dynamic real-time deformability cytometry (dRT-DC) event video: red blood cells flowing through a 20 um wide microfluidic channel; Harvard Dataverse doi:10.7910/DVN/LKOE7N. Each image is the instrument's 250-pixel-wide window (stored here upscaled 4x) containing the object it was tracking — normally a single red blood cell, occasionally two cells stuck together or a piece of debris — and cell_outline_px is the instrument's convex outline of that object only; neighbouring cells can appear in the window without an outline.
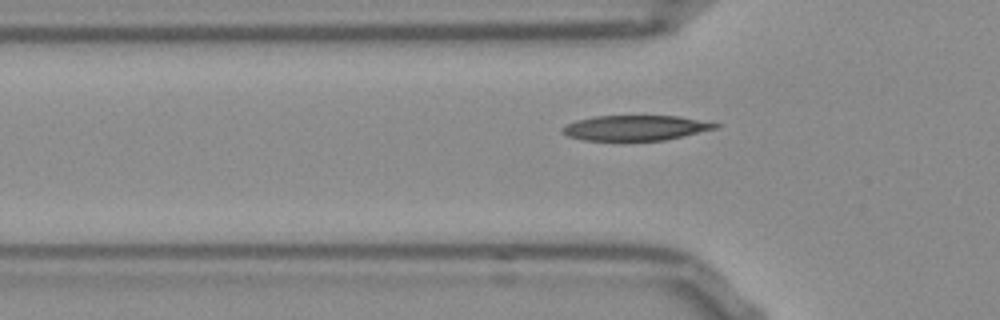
{"species": "Egyptian fruit bat (a non-hibernating species)", "species_latin": "Rousettus aegyptiacus", "temperature_condition": "room temperature", "stored_images_in_passage": 38, "camera_frame_rate_fps": 3000, "um_per_image_px": 0.085, "frame": {"image": 1, "passage_image": 9, "time_ms": 2.667, "image_size_px": [1000, 320], "cell_outline_px": [[720, 124], [716, 128], [664, 140], [580, 140], [568, 136], [560, 132], [560, 128], [576, 120], [592, 116], [680, 116]], "centroid_in_image_um": [53.94, 10.86], "position_along_channel_um": 71.9, "area_um2": 22.25}}
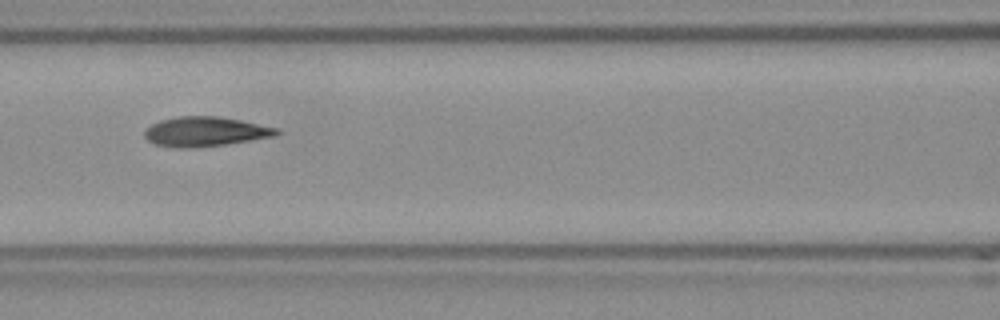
{"frame": {"image": 2, "passage_image": 15, "time_ms": 4.667, "image_size_px": [1000, 320], "cell_outline_px": [[280, 132], [276, 136], [224, 144], [188, 148], [176, 148], [156, 144], [148, 140], [144, 136], [144, 132], [152, 124], [160, 120], [176, 116], [216, 116], [240, 120], [280, 128]], "centroid_in_image_um": [17.46, 11.18], "position_along_channel_um": 149.1, "area_um2": 22.66}}
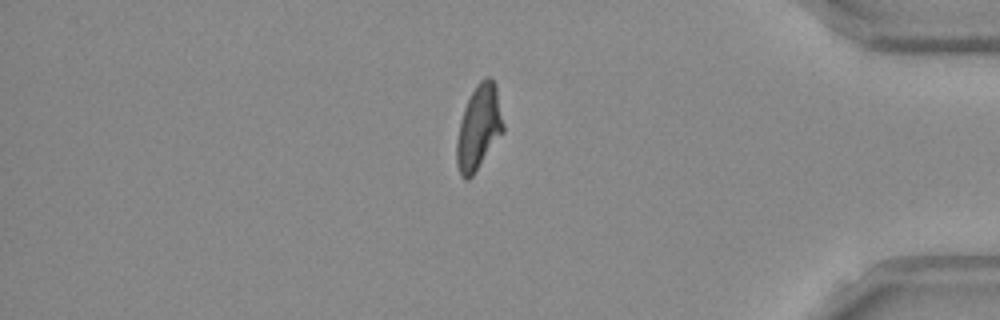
{"frame": {"image": 3, "passage_image": 37, "time_ms": 12.0, "image_size_px": [1000, 320], "cell_outline_px": [[504, 132], [472, 176], [468, 180], [464, 180], [460, 176], [456, 164], [456, 140], [460, 120], [464, 108], [476, 84], [484, 76], [488, 76], [496, 84], [504, 124]], "centroid_in_image_um": [40.69, 10.85], "position_along_channel_um": 394.5, "area_um2": 23.18}}